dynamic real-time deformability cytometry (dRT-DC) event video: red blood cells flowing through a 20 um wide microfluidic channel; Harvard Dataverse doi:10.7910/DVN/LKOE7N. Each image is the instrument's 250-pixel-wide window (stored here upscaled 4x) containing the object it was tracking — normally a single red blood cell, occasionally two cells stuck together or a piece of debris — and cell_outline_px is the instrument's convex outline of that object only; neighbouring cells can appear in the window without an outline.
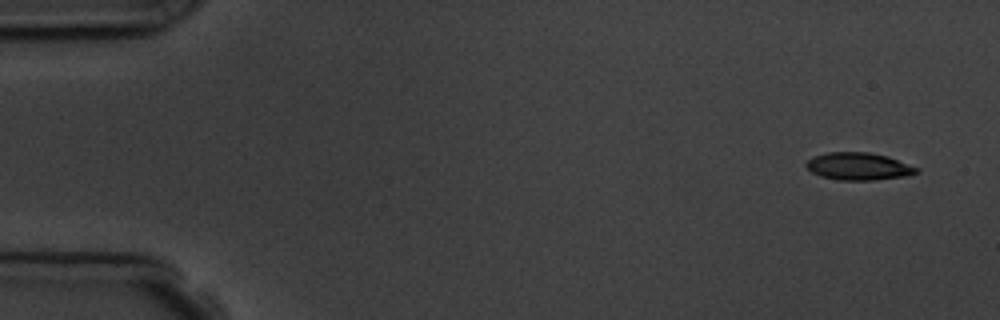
{"species": "common noctule bat (a hibernating species)", "species_latin": "Nyctalus noctula", "temperature_condition": "room temperature", "stored_images_in_passage": 9, "camera_frame_rate_fps": 3000, "um_per_image_px": 0.085, "animal": {"sex": "male", "body_mass_g": 19.5, "forearm_length_mm": 54.6}, "frame": {"image": 1, "passage_image": 1, "time_ms": 0.0, "image_size_px": [1000, 320], "cell_outline_px": [[920, 172], [908, 176], [876, 180], [840, 180], [820, 176], [812, 172], [804, 164], [812, 156], [828, 152], [868, 152], [888, 156], [920, 168]], "centroid_in_image_um": [73.01, 14.14], "position_along_channel_um": 12.0, "area_um2": 17.86}}
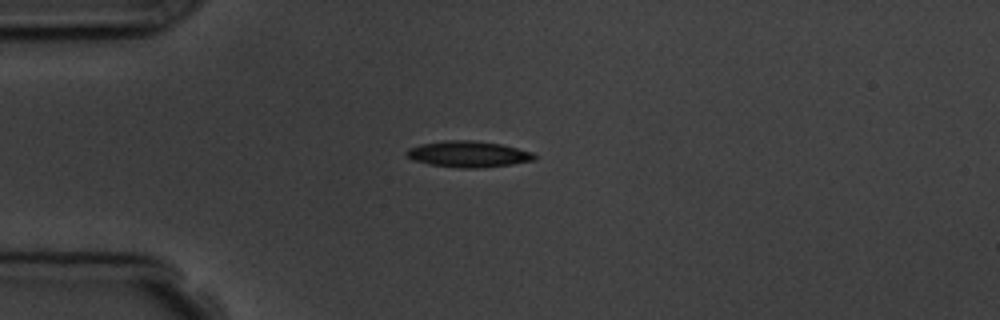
{"frame": {"image": 2, "passage_image": 4, "time_ms": 3.667, "image_size_px": [1000, 320], "cell_outline_px": [[536, 160], [512, 164], [476, 168], [460, 168], [432, 164], [416, 160], [408, 156], [404, 152], [408, 148], [420, 144], [444, 140], [472, 140], [500, 144], [532, 152], [536, 156]], "centroid_in_image_um": [39.81, 13.09], "position_along_channel_um": 45.2, "area_um2": 19.25}}